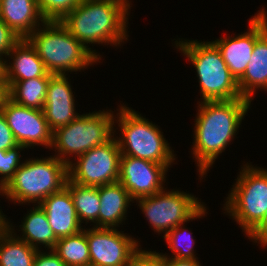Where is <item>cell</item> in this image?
Returning <instances> with one entry per match:
<instances>
[{
	"label": "cell",
	"mask_w": 267,
	"mask_h": 266,
	"mask_svg": "<svg viewBox=\"0 0 267 266\" xmlns=\"http://www.w3.org/2000/svg\"><path fill=\"white\" fill-rule=\"evenodd\" d=\"M53 251L66 266H89L90 252L85 226L74 235L59 238Z\"/></svg>",
	"instance_id": "cell-25"
},
{
	"label": "cell",
	"mask_w": 267,
	"mask_h": 266,
	"mask_svg": "<svg viewBox=\"0 0 267 266\" xmlns=\"http://www.w3.org/2000/svg\"><path fill=\"white\" fill-rule=\"evenodd\" d=\"M241 96L253 100L256 90L267 91V29L256 39L251 59L238 80Z\"/></svg>",
	"instance_id": "cell-20"
},
{
	"label": "cell",
	"mask_w": 267,
	"mask_h": 266,
	"mask_svg": "<svg viewBox=\"0 0 267 266\" xmlns=\"http://www.w3.org/2000/svg\"><path fill=\"white\" fill-rule=\"evenodd\" d=\"M170 167L171 165L121 155L118 182L133 200L151 196L165 189L163 185Z\"/></svg>",
	"instance_id": "cell-13"
},
{
	"label": "cell",
	"mask_w": 267,
	"mask_h": 266,
	"mask_svg": "<svg viewBox=\"0 0 267 266\" xmlns=\"http://www.w3.org/2000/svg\"><path fill=\"white\" fill-rule=\"evenodd\" d=\"M26 39L52 75L81 71L100 62L61 21H45Z\"/></svg>",
	"instance_id": "cell-3"
},
{
	"label": "cell",
	"mask_w": 267,
	"mask_h": 266,
	"mask_svg": "<svg viewBox=\"0 0 267 266\" xmlns=\"http://www.w3.org/2000/svg\"><path fill=\"white\" fill-rule=\"evenodd\" d=\"M158 234L168 233L179 224L205 216L207 208L196 196L179 190H162L135 200Z\"/></svg>",
	"instance_id": "cell-9"
},
{
	"label": "cell",
	"mask_w": 267,
	"mask_h": 266,
	"mask_svg": "<svg viewBox=\"0 0 267 266\" xmlns=\"http://www.w3.org/2000/svg\"><path fill=\"white\" fill-rule=\"evenodd\" d=\"M73 198L78 218L82 223L93 222V227L98 228V217L100 211L99 187L82 186L69 179L65 186ZM89 221V222H88Z\"/></svg>",
	"instance_id": "cell-24"
},
{
	"label": "cell",
	"mask_w": 267,
	"mask_h": 266,
	"mask_svg": "<svg viewBox=\"0 0 267 266\" xmlns=\"http://www.w3.org/2000/svg\"><path fill=\"white\" fill-rule=\"evenodd\" d=\"M24 161L0 191V195L6 196L9 201L15 204L37 205L66 186L68 165L57 157L50 155L42 159L37 157Z\"/></svg>",
	"instance_id": "cell-4"
},
{
	"label": "cell",
	"mask_w": 267,
	"mask_h": 266,
	"mask_svg": "<svg viewBox=\"0 0 267 266\" xmlns=\"http://www.w3.org/2000/svg\"><path fill=\"white\" fill-rule=\"evenodd\" d=\"M90 265L129 266L141 250L139 241L117 228H86Z\"/></svg>",
	"instance_id": "cell-11"
},
{
	"label": "cell",
	"mask_w": 267,
	"mask_h": 266,
	"mask_svg": "<svg viewBox=\"0 0 267 266\" xmlns=\"http://www.w3.org/2000/svg\"><path fill=\"white\" fill-rule=\"evenodd\" d=\"M254 243H259L264 249L267 248V211L262 221L247 235Z\"/></svg>",
	"instance_id": "cell-33"
},
{
	"label": "cell",
	"mask_w": 267,
	"mask_h": 266,
	"mask_svg": "<svg viewBox=\"0 0 267 266\" xmlns=\"http://www.w3.org/2000/svg\"><path fill=\"white\" fill-rule=\"evenodd\" d=\"M13 224L0 236V266H33L37 249L16 237Z\"/></svg>",
	"instance_id": "cell-23"
},
{
	"label": "cell",
	"mask_w": 267,
	"mask_h": 266,
	"mask_svg": "<svg viewBox=\"0 0 267 266\" xmlns=\"http://www.w3.org/2000/svg\"><path fill=\"white\" fill-rule=\"evenodd\" d=\"M195 118L192 154L199 177H206L210 167L237 135L242 120L250 109L247 98L200 101Z\"/></svg>",
	"instance_id": "cell-1"
},
{
	"label": "cell",
	"mask_w": 267,
	"mask_h": 266,
	"mask_svg": "<svg viewBox=\"0 0 267 266\" xmlns=\"http://www.w3.org/2000/svg\"><path fill=\"white\" fill-rule=\"evenodd\" d=\"M0 19L21 38H27L46 21L36 0H0Z\"/></svg>",
	"instance_id": "cell-17"
},
{
	"label": "cell",
	"mask_w": 267,
	"mask_h": 266,
	"mask_svg": "<svg viewBox=\"0 0 267 266\" xmlns=\"http://www.w3.org/2000/svg\"><path fill=\"white\" fill-rule=\"evenodd\" d=\"M114 114L112 110L80 114L66 126L53 131L51 148L57 153L53 156L68 165L73 155L81 156L88 150L105 144L117 134Z\"/></svg>",
	"instance_id": "cell-7"
},
{
	"label": "cell",
	"mask_w": 267,
	"mask_h": 266,
	"mask_svg": "<svg viewBox=\"0 0 267 266\" xmlns=\"http://www.w3.org/2000/svg\"><path fill=\"white\" fill-rule=\"evenodd\" d=\"M129 266H165L163 257L156 251L141 250L133 257Z\"/></svg>",
	"instance_id": "cell-30"
},
{
	"label": "cell",
	"mask_w": 267,
	"mask_h": 266,
	"mask_svg": "<svg viewBox=\"0 0 267 266\" xmlns=\"http://www.w3.org/2000/svg\"><path fill=\"white\" fill-rule=\"evenodd\" d=\"M265 10V8L258 10V13L249 19V30L243 34L233 37L222 36L212 41L237 81L243 76L251 59L256 39L267 29V11Z\"/></svg>",
	"instance_id": "cell-14"
},
{
	"label": "cell",
	"mask_w": 267,
	"mask_h": 266,
	"mask_svg": "<svg viewBox=\"0 0 267 266\" xmlns=\"http://www.w3.org/2000/svg\"><path fill=\"white\" fill-rule=\"evenodd\" d=\"M33 266H66V264L53 250H49V252L38 250Z\"/></svg>",
	"instance_id": "cell-32"
},
{
	"label": "cell",
	"mask_w": 267,
	"mask_h": 266,
	"mask_svg": "<svg viewBox=\"0 0 267 266\" xmlns=\"http://www.w3.org/2000/svg\"><path fill=\"white\" fill-rule=\"evenodd\" d=\"M126 2H128L130 5H132L131 1L130 0H125Z\"/></svg>",
	"instance_id": "cell-38"
},
{
	"label": "cell",
	"mask_w": 267,
	"mask_h": 266,
	"mask_svg": "<svg viewBox=\"0 0 267 266\" xmlns=\"http://www.w3.org/2000/svg\"><path fill=\"white\" fill-rule=\"evenodd\" d=\"M121 151L113 136L68 164V179L82 186L100 187L118 182Z\"/></svg>",
	"instance_id": "cell-10"
},
{
	"label": "cell",
	"mask_w": 267,
	"mask_h": 266,
	"mask_svg": "<svg viewBox=\"0 0 267 266\" xmlns=\"http://www.w3.org/2000/svg\"><path fill=\"white\" fill-rule=\"evenodd\" d=\"M67 75H51L47 85L43 113L52 132L80 115L75 111V97Z\"/></svg>",
	"instance_id": "cell-15"
},
{
	"label": "cell",
	"mask_w": 267,
	"mask_h": 266,
	"mask_svg": "<svg viewBox=\"0 0 267 266\" xmlns=\"http://www.w3.org/2000/svg\"><path fill=\"white\" fill-rule=\"evenodd\" d=\"M235 180L223 210L248 235L267 211V170L247 162Z\"/></svg>",
	"instance_id": "cell-8"
},
{
	"label": "cell",
	"mask_w": 267,
	"mask_h": 266,
	"mask_svg": "<svg viewBox=\"0 0 267 266\" xmlns=\"http://www.w3.org/2000/svg\"><path fill=\"white\" fill-rule=\"evenodd\" d=\"M6 59L7 81H24L43 77L48 73L35 48L26 38H22L12 48Z\"/></svg>",
	"instance_id": "cell-19"
},
{
	"label": "cell",
	"mask_w": 267,
	"mask_h": 266,
	"mask_svg": "<svg viewBox=\"0 0 267 266\" xmlns=\"http://www.w3.org/2000/svg\"><path fill=\"white\" fill-rule=\"evenodd\" d=\"M39 205L46 212L48 223L57 239L83 230L73 198L66 187L59 192L52 193Z\"/></svg>",
	"instance_id": "cell-16"
},
{
	"label": "cell",
	"mask_w": 267,
	"mask_h": 266,
	"mask_svg": "<svg viewBox=\"0 0 267 266\" xmlns=\"http://www.w3.org/2000/svg\"><path fill=\"white\" fill-rule=\"evenodd\" d=\"M159 254L163 257L165 266H201L199 260L178 259L163 253Z\"/></svg>",
	"instance_id": "cell-34"
},
{
	"label": "cell",
	"mask_w": 267,
	"mask_h": 266,
	"mask_svg": "<svg viewBox=\"0 0 267 266\" xmlns=\"http://www.w3.org/2000/svg\"><path fill=\"white\" fill-rule=\"evenodd\" d=\"M51 75L48 72L43 77L24 81H7L9 99L24 107L43 110Z\"/></svg>",
	"instance_id": "cell-22"
},
{
	"label": "cell",
	"mask_w": 267,
	"mask_h": 266,
	"mask_svg": "<svg viewBox=\"0 0 267 266\" xmlns=\"http://www.w3.org/2000/svg\"><path fill=\"white\" fill-rule=\"evenodd\" d=\"M0 209V236L8 229V220Z\"/></svg>",
	"instance_id": "cell-37"
},
{
	"label": "cell",
	"mask_w": 267,
	"mask_h": 266,
	"mask_svg": "<svg viewBox=\"0 0 267 266\" xmlns=\"http://www.w3.org/2000/svg\"><path fill=\"white\" fill-rule=\"evenodd\" d=\"M121 105V106H120ZM114 123L121 136H116L121 155L140 158L163 165H171L176 159L174 150L164 138L158 125L120 103Z\"/></svg>",
	"instance_id": "cell-6"
},
{
	"label": "cell",
	"mask_w": 267,
	"mask_h": 266,
	"mask_svg": "<svg viewBox=\"0 0 267 266\" xmlns=\"http://www.w3.org/2000/svg\"><path fill=\"white\" fill-rule=\"evenodd\" d=\"M82 0H36L46 21H61Z\"/></svg>",
	"instance_id": "cell-28"
},
{
	"label": "cell",
	"mask_w": 267,
	"mask_h": 266,
	"mask_svg": "<svg viewBox=\"0 0 267 266\" xmlns=\"http://www.w3.org/2000/svg\"><path fill=\"white\" fill-rule=\"evenodd\" d=\"M27 212L23 221L21 220V225H19L21 230L18 231H22V236L17 235L16 237L37 250H40V245H45L46 251L53 250L58 239L48 223L46 212L39 204L37 206L35 204V207Z\"/></svg>",
	"instance_id": "cell-21"
},
{
	"label": "cell",
	"mask_w": 267,
	"mask_h": 266,
	"mask_svg": "<svg viewBox=\"0 0 267 266\" xmlns=\"http://www.w3.org/2000/svg\"><path fill=\"white\" fill-rule=\"evenodd\" d=\"M98 228H118L127 218L130 202H135L120 182L99 187Z\"/></svg>",
	"instance_id": "cell-18"
},
{
	"label": "cell",
	"mask_w": 267,
	"mask_h": 266,
	"mask_svg": "<svg viewBox=\"0 0 267 266\" xmlns=\"http://www.w3.org/2000/svg\"><path fill=\"white\" fill-rule=\"evenodd\" d=\"M2 114L18 145L25 148L39 145L51 149L53 132L47 124L43 110L18 105L8 98Z\"/></svg>",
	"instance_id": "cell-12"
},
{
	"label": "cell",
	"mask_w": 267,
	"mask_h": 266,
	"mask_svg": "<svg viewBox=\"0 0 267 266\" xmlns=\"http://www.w3.org/2000/svg\"><path fill=\"white\" fill-rule=\"evenodd\" d=\"M18 146L13 132L8 126L5 116L0 112V150H8Z\"/></svg>",
	"instance_id": "cell-31"
},
{
	"label": "cell",
	"mask_w": 267,
	"mask_h": 266,
	"mask_svg": "<svg viewBox=\"0 0 267 266\" xmlns=\"http://www.w3.org/2000/svg\"><path fill=\"white\" fill-rule=\"evenodd\" d=\"M25 149L24 146L18 145L12 149L0 150V191L13 178L16 170L23 164L21 163L20 152Z\"/></svg>",
	"instance_id": "cell-27"
},
{
	"label": "cell",
	"mask_w": 267,
	"mask_h": 266,
	"mask_svg": "<svg viewBox=\"0 0 267 266\" xmlns=\"http://www.w3.org/2000/svg\"><path fill=\"white\" fill-rule=\"evenodd\" d=\"M22 38L0 19V55L7 56Z\"/></svg>",
	"instance_id": "cell-29"
},
{
	"label": "cell",
	"mask_w": 267,
	"mask_h": 266,
	"mask_svg": "<svg viewBox=\"0 0 267 266\" xmlns=\"http://www.w3.org/2000/svg\"><path fill=\"white\" fill-rule=\"evenodd\" d=\"M184 224H179L168 233L163 234L162 238L166 240V244L173 252L171 257L198 260L193 247L195 244V239L191 236L193 233L187 232Z\"/></svg>",
	"instance_id": "cell-26"
},
{
	"label": "cell",
	"mask_w": 267,
	"mask_h": 266,
	"mask_svg": "<svg viewBox=\"0 0 267 266\" xmlns=\"http://www.w3.org/2000/svg\"><path fill=\"white\" fill-rule=\"evenodd\" d=\"M175 44V48L195 67L202 102L243 98L238 81L229 71L220 51L212 41H183L179 38Z\"/></svg>",
	"instance_id": "cell-5"
},
{
	"label": "cell",
	"mask_w": 267,
	"mask_h": 266,
	"mask_svg": "<svg viewBox=\"0 0 267 266\" xmlns=\"http://www.w3.org/2000/svg\"><path fill=\"white\" fill-rule=\"evenodd\" d=\"M130 7L125 0H82L61 23L87 50L101 60L102 57L97 54L96 49L92 50L89 45L121 46L127 41Z\"/></svg>",
	"instance_id": "cell-2"
},
{
	"label": "cell",
	"mask_w": 267,
	"mask_h": 266,
	"mask_svg": "<svg viewBox=\"0 0 267 266\" xmlns=\"http://www.w3.org/2000/svg\"><path fill=\"white\" fill-rule=\"evenodd\" d=\"M8 98V84L0 83V112H2L4 103Z\"/></svg>",
	"instance_id": "cell-35"
},
{
	"label": "cell",
	"mask_w": 267,
	"mask_h": 266,
	"mask_svg": "<svg viewBox=\"0 0 267 266\" xmlns=\"http://www.w3.org/2000/svg\"><path fill=\"white\" fill-rule=\"evenodd\" d=\"M0 83H7L6 59L0 55Z\"/></svg>",
	"instance_id": "cell-36"
}]
</instances>
